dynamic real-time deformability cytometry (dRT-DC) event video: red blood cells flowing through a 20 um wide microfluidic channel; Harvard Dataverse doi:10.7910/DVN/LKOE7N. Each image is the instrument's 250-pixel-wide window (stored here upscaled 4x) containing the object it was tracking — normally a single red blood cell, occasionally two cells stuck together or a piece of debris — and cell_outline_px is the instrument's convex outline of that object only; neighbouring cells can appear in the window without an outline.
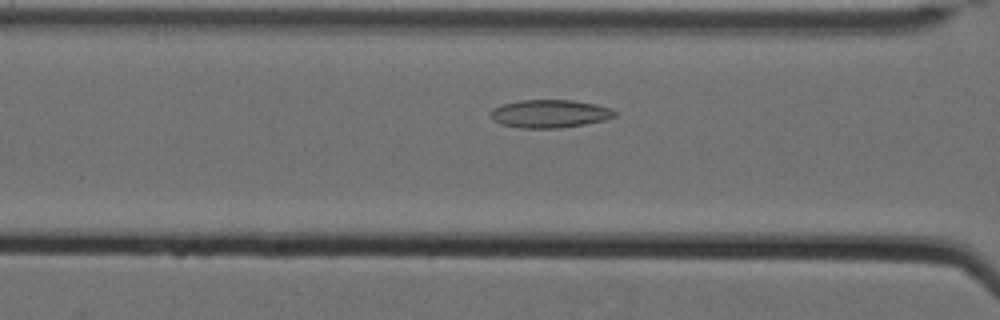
{"species": "Egyptian fruit bat (a non-hibernating species)", "species_latin": "Rousettus aegyptiacus", "temperature_condition": "cold", "stored_images_in_passage": 50, "camera_frame_rate_fps": 3000, "um_per_image_px": 0.085, "animal": {"sex": "female"}, "frame": {"image": 1, "passage_image": 17, "time_ms": 5.333, "image_size_px": [1000, 320], "cell_outline_px": [[616, 116], [604, 120], [584, 124], [560, 128], [520, 128], [500, 124], [492, 120], [492, 108], [500, 104], [520, 100], [572, 100], [596, 104], [612, 108], [616, 112]], "centroid_in_image_um": [46.72, 9.66], "position_along_channel_um": 119.9, "area_um2": 20.4}}
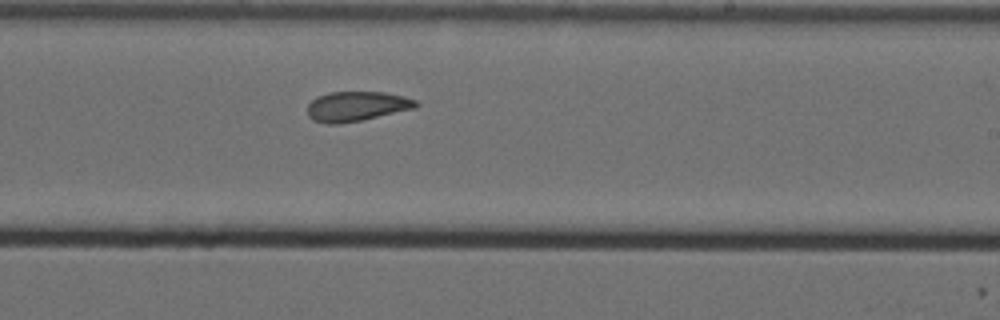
{"frame": {"image": 2, "passage_image": 29, "time_ms": 9.333, "image_size_px": [1000, 320], "cell_outline_px": [[420, 104], [416, 108], [360, 120], [340, 124], [324, 124], [312, 120], [308, 116], [308, 104], [316, 96], [328, 92], [384, 92], [404, 96], [416, 100]], "centroid_in_image_um": [30.29, 9.03], "position_along_channel_um": 258.7, "area_um2": 18.96}}
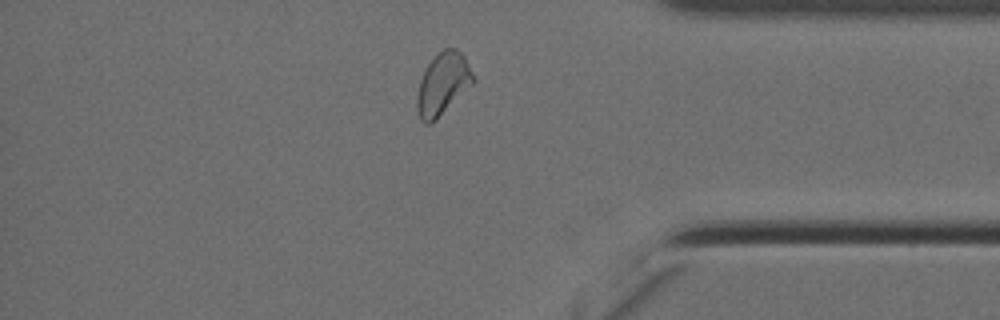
{"frame": {"image": 3, "passage_image": 42, "time_ms": 13.667, "image_size_px": [1000, 320], "cell_outline_px": [[476, 80], [432, 124], [424, 124], [420, 120], [416, 108], [416, 96], [420, 80], [428, 64], [436, 52], [444, 48], [456, 48], [464, 56]], "centroid_in_image_um": [37.61, 7.14], "position_along_channel_um": 397.6, "area_um2": 20.4}, "authors_computed_cell_mechanics": {"area_um2": 19.8832, "velocity_mm_per_s": 3.4648, "shape_relaxation_time_tau1_ms": null, "shape_relaxation_time_tau2_ms": 3.3384, "deformation_change_tau1": null, "deformation_change_tau2": 0.1003}}